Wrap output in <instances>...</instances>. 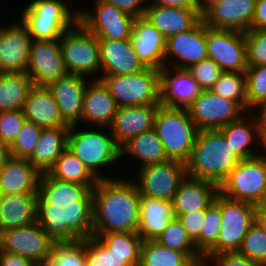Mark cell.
<instances>
[{"label": "cell", "instance_id": "1", "mask_svg": "<svg viewBox=\"0 0 266 266\" xmlns=\"http://www.w3.org/2000/svg\"><path fill=\"white\" fill-rule=\"evenodd\" d=\"M37 194V222L56 243L93 236V196L87 186L42 173Z\"/></svg>", "mask_w": 266, "mask_h": 266}, {"label": "cell", "instance_id": "2", "mask_svg": "<svg viewBox=\"0 0 266 266\" xmlns=\"http://www.w3.org/2000/svg\"><path fill=\"white\" fill-rule=\"evenodd\" d=\"M92 196L94 234L137 233L140 222V194L131 178L116 176L98 180Z\"/></svg>", "mask_w": 266, "mask_h": 266}, {"label": "cell", "instance_id": "3", "mask_svg": "<svg viewBox=\"0 0 266 266\" xmlns=\"http://www.w3.org/2000/svg\"><path fill=\"white\" fill-rule=\"evenodd\" d=\"M240 161L219 129L202 130L198 132L185 165L188 177L207 180L220 186Z\"/></svg>", "mask_w": 266, "mask_h": 266}, {"label": "cell", "instance_id": "4", "mask_svg": "<svg viewBox=\"0 0 266 266\" xmlns=\"http://www.w3.org/2000/svg\"><path fill=\"white\" fill-rule=\"evenodd\" d=\"M81 126H83V130L80 129ZM81 126H70L67 135V148L76 155L97 180L115 178L110 177L109 174H107L108 176L101 174L104 173L103 167V169L109 168L108 166H113L121 159V147L115 142L110 128L95 126L88 128L86 126L87 129H84V125Z\"/></svg>", "mask_w": 266, "mask_h": 266}, {"label": "cell", "instance_id": "5", "mask_svg": "<svg viewBox=\"0 0 266 266\" xmlns=\"http://www.w3.org/2000/svg\"><path fill=\"white\" fill-rule=\"evenodd\" d=\"M63 0H31L21 13V22L32 40L60 39L78 22L77 9ZM75 11V12H74Z\"/></svg>", "mask_w": 266, "mask_h": 266}, {"label": "cell", "instance_id": "6", "mask_svg": "<svg viewBox=\"0 0 266 266\" xmlns=\"http://www.w3.org/2000/svg\"><path fill=\"white\" fill-rule=\"evenodd\" d=\"M154 130L169 160L186 162L194 147L198 128L187 109L158 106Z\"/></svg>", "mask_w": 266, "mask_h": 266}, {"label": "cell", "instance_id": "7", "mask_svg": "<svg viewBox=\"0 0 266 266\" xmlns=\"http://www.w3.org/2000/svg\"><path fill=\"white\" fill-rule=\"evenodd\" d=\"M59 43L67 73L79 74L91 80L100 79L99 41L94 34L78 21L64 32Z\"/></svg>", "mask_w": 266, "mask_h": 266}, {"label": "cell", "instance_id": "8", "mask_svg": "<svg viewBox=\"0 0 266 266\" xmlns=\"http://www.w3.org/2000/svg\"><path fill=\"white\" fill-rule=\"evenodd\" d=\"M118 107L160 104V70L146 67L128 75L100 76Z\"/></svg>", "mask_w": 266, "mask_h": 266}, {"label": "cell", "instance_id": "9", "mask_svg": "<svg viewBox=\"0 0 266 266\" xmlns=\"http://www.w3.org/2000/svg\"><path fill=\"white\" fill-rule=\"evenodd\" d=\"M221 225L217 242L203 255L204 264L214 255L238 252L250 226L254 223L255 205L232 200L220 193Z\"/></svg>", "mask_w": 266, "mask_h": 266}, {"label": "cell", "instance_id": "10", "mask_svg": "<svg viewBox=\"0 0 266 266\" xmlns=\"http://www.w3.org/2000/svg\"><path fill=\"white\" fill-rule=\"evenodd\" d=\"M266 191V161L259 155L241 160L219 186L225 197L255 205Z\"/></svg>", "mask_w": 266, "mask_h": 266}, {"label": "cell", "instance_id": "11", "mask_svg": "<svg viewBox=\"0 0 266 266\" xmlns=\"http://www.w3.org/2000/svg\"><path fill=\"white\" fill-rule=\"evenodd\" d=\"M132 181L140 196L172 202L182 181L187 177L186 165L178 160L136 168ZM134 179V180H133Z\"/></svg>", "mask_w": 266, "mask_h": 266}, {"label": "cell", "instance_id": "12", "mask_svg": "<svg viewBox=\"0 0 266 266\" xmlns=\"http://www.w3.org/2000/svg\"><path fill=\"white\" fill-rule=\"evenodd\" d=\"M55 243L37 220L0 233V251L19 255L35 264L47 263Z\"/></svg>", "mask_w": 266, "mask_h": 266}, {"label": "cell", "instance_id": "13", "mask_svg": "<svg viewBox=\"0 0 266 266\" xmlns=\"http://www.w3.org/2000/svg\"><path fill=\"white\" fill-rule=\"evenodd\" d=\"M92 13L83 8L77 12L78 21L98 39L125 40L131 38L135 17L117 9L104 0L93 1Z\"/></svg>", "mask_w": 266, "mask_h": 266}, {"label": "cell", "instance_id": "14", "mask_svg": "<svg viewBox=\"0 0 266 266\" xmlns=\"http://www.w3.org/2000/svg\"><path fill=\"white\" fill-rule=\"evenodd\" d=\"M207 56L223 72H245L248 68L245 33L211 29L206 25Z\"/></svg>", "mask_w": 266, "mask_h": 266}, {"label": "cell", "instance_id": "15", "mask_svg": "<svg viewBox=\"0 0 266 266\" xmlns=\"http://www.w3.org/2000/svg\"><path fill=\"white\" fill-rule=\"evenodd\" d=\"M187 111L199 131L220 129L246 113L237 102L210 90L203 91Z\"/></svg>", "mask_w": 266, "mask_h": 266}, {"label": "cell", "instance_id": "16", "mask_svg": "<svg viewBox=\"0 0 266 266\" xmlns=\"http://www.w3.org/2000/svg\"><path fill=\"white\" fill-rule=\"evenodd\" d=\"M26 73L37 87H47L67 74L58 39L32 40Z\"/></svg>", "mask_w": 266, "mask_h": 266}, {"label": "cell", "instance_id": "17", "mask_svg": "<svg viewBox=\"0 0 266 266\" xmlns=\"http://www.w3.org/2000/svg\"><path fill=\"white\" fill-rule=\"evenodd\" d=\"M207 58L206 24L203 19L188 31L167 38L165 66L187 69Z\"/></svg>", "mask_w": 266, "mask_h": 266}, {"label": "cell", "instance_id": "18", "mask_svg": "<svg viewBox=\"0 0 266 266\" xmlns=\"http://www.w3.org/2000/svg\"><path fill=\"white\" fill-rule=\"evenodd\" d=\"M32 39L18 20L0 25V73L26 72Z\"/></svg>", "mask_w": 266, "mask_h": 266}, {"label": "cell", "instance_id": "19", "mask_svg": "<svg viewBox=\"0 0 266 266\" xmlns=\"http://www.w3.org/2000/svg\"><path fill=\"white\" fill-rule=\"evenodd\" d=\"M202 92L186 68L165 66L160 70V105L187 109Z\"/></svg>", "mask_w": 266, "mask_h": 266}, {"label": "cell", "instance_id": "20", "mask_svg": "<svg viewBox=\"0 0 266 266\" xmlns=\"http://www.w3.org/2000/svg\"><path fill=\"white\" fill-rule=\"evenodd\" d=\"M91 79L79 74L67 73L47 86L55 98L60 115L68 125H80L83 96Z\"/></svg>", "mask_w": 266, "mask_h": 266}, {"label": "cell", "instance_id": "21", "mask_svg": "<svg viewBox=\"0 0 266 266\" xmlns=\"http://www.w3.org/2000/svg\"><path fill=\"white\" fill-rule=\"evenodd\" d=\"M257 0H220L202 19L208 28L247 32L251 29Z\"/></svg>", "mask_w": 266, "mask_h": 266}, {"label": "cell", "instance_id": "22", "mask_svg": "<svg viewBox=\"0 0 266 266\" xmlns=\"http://www.w3.org/2000/svg\"><path fill=\"white\" fill-rule=\"evenodd\" d=\"M130 42L145 67L158 70L165 67L167 39L145 16L135 18Z\"/></svg>", "mask_w": 266, "mask_h": 266}, {"label": "cell", "instance_id": "23", "mask_svg": "<svg viewBox=\"0 0 266 266\" xmlns=\"http://www.w3.org/2000/svg\"><path fill=\"white\" fill-rule=\"evenodd\" d=\"M118 105L108 88L100 79L88 82L83 96L82 119L80 124L109 127L118 110Z\"/></svg>", "mask_w": 266, "mask_h": 266}, {"label": "cell", "instance_id": "24", "mask_svg": "<svg viewBox=\"0 0 266 266\" xmlns=\"http://www.w3.org/2000/svg\"><path fill=\"white\" fill-rule=\"evenodd\" d=\"M160 104L119 107L109 126L115 142L121 147L130 138L154 128Z\"/></svg>", "mask_w": 266, "mask_h": 266}, {"label": "cell", "instance_id": "25", "mask_svg": "<svg viewBox=\"0 0 266 266\" xmlns=\"http://www.w3.org/2000/svg\"><path fill=\"white\" fill-rule=\"evenodd\" d=\"M101 76L128 75L145 69L133 50L130 39H98Z\"/></svg>", "mask_w": 266, "mask_h": 266}, {"label": "cell", "instance_id": "26", "mask_svg": "<svg viewBox=\"0 0 266 266\" xmlns=\"http://www.w3.org/2000/svg\"><path fill=\"white\" fill-rule=\"evenodd\" d=\"M219 193V186L213 182L186 177L173 199L174 215H184L206 210Z\"/></svg>", "mask_w": 266, "mask_h": 266}, {"label": "cell", "instance_id": "27", "mask_svg": "<svg viewBox=\"0 0 266 266\" xmlns=\"http://www.w3.org/2000/svg\"><path fill=\"white\" fill-rule=\"evenodd\" d=\"M219 130L232 147L233 153L241 160L259 156L260 148H258V146H260V129L252 111L246 112L239 119L232 121ZM252 145L257 147L258 150H253V148H251L253 147Z\"/></svg>", "mask_w": 266, "mask_h": 266}, {"label": "cell", "instance_id": "28", "mask_svg": "<svg viewBox=\"0 0 266 266\" xmlns=\"http://www.w3.org/2000/svg\"><path fill=\"white\" fill-rule=\"evenodd\" d=\"M144 16L166 39L174 34L188 31L202 19L197 9L151 4L148 5Z\"/></svg>", "mask_w": 266, "mask_h": 266}, {"label": "cell", "instance_id": "29", "mask_svg": "<svg viewBox=\"0 0 266 266\" xmlns=\"http://www.w3.org/2000/svg\"><path fill=\"white\" fill-rule=\"evenodd\" d=\"M37 193L0 195V233L37 220Z\"/></svg>", "mask_w": 266, "mask_h": 266}, {"label": "cell", "instance_id": "30", "mask_svg": "<svg viewBox=\"0 0 266 266\" xmlns=\"http://www.w3.org/2000/svg\"><path fill=\"white\" fill-rule=\"evenodd\" d=\"M40 175L27 159L11 156L0 169V195L37 193Z\"/></svg>", "mask_w": 266, "mask_h": 266}, {"label": "cell", "instance_id": "31", "mask_svg": "<svg viewBox=\"0 0 266 266\" xmlns=\"http://www.w3.org/2000/svg\"><path fill=\"white\" fill-rule=\"evenodd\" d=\"M26 121L43 129L70 127L62 119L58 104L47 87L34 86L24 105Z\"/></svg>", "mask_w": 266, "mask_h": 266}, {"label": "cell", "instance_id": "32", "mask_svg": "<svg viewBox=\"0 0 266 266\" xmlns=\"http://www.w3.org/2000/svg\"><path fill=\"white\" fill-rule=\"evenodd\" d=\"M174 217L173 202L140 196V222L137 233L143 241L155 240Z\"/></svg>", "mask_w": 266, "mask_h": 266}, {"label": "cell", "instance_id": "33", "mask_svg": "<svg viewBox=\"0 0 266 266\" xmlns=\"http://www.w3.org/2000/svg\"><path fill=\"white\" fill-rule=\"evenodd\" d=\"M70 127L43 129L38 143L27 159L41 174L47 173L67 148V135Z\"/></svg>", "mask_w": 266, "mask_h": 266}, {"label": "cell", "instance_id": "34", "mask_svg": "<svg viewBox=\"0 0 266 266\" xmlns=\"http://www.w3.org/2000/svg\"><path fill=\"white\" fill-rule=\"evenodd\" d=\"M140 266H204V257L200 252H181L148 240L141 245Z\"/></svg>", "mask_w": 266, "mask_h": 266}, {"label": "cell", "instance_id": "35", "mask_svg": "<svg viewBox=\"0 0 266 266\" xmlns=\"http://www.w3.org/2000/svg\"><path fill=\"white\" fill-rule=\"evenodd\" d=\"M120 156H134L140 161L137 162L138 168L169 160L154 128L130 138L121 146Z\"/></svg>", "mask_w": 266, "mask_h": 266}, {"label": "cell", "instance_id": "36", "mask_svg": "<svg viewBox=\"0 0 266 266\" xmlns=\"http://www.w3.org/2000/svg\"><path fill=\"white\" fill-rule=\"evenodd\" d=\"M33 87L26 72L0 73V112L23 110Z\"/></svg>", "mask_w": 266, "mask_h": 266}, {"label": "cell", "instance_id": "37", "mask_svg": "<svg viewBox=\"0 0 266 266\" xmlns=\"http://www.w3.org/2000/svg\"><path fill=\"white\" fill-rule=\"evenodd\" d=\"M47 174L61 181L87 186L90 190H93L98 182L68 148L61 153Z\"/></svg>", "mask_w": 266, "mask_h": 266}, {"label": "cell", "instance_id": "38", "mask_svg": "<svg viewBox=\"0 0 266 266\" xmlns=\"http://www.w3.org/2000/svg\"><path fill=\"white\" fill-rule=\"evenodd\" d=\"M86 266H140V255L111 252L96 236L85 238Z\"/></svg>", "mask_w": 266, "mask_h": 266}, {"label": "cell", "instance_id": "39", "mask_svg": "<svg viewBox=\"0 0 266 266\" xmlns=\"http://www.w3.org/2000/svg\"><path fill=\"white\" fill-rule=\"evenodd\" d=\"M210 91L237 102L247 112L245 72H223Z\"/></svg>", "mask_w": 266, "mask_h": 266}, {"label": "cell", "instance_id": "40", "mask_svg": "<svg viewBox=\"0 0 266 266\" xmlns=\"http://www.w3.org/2000/svg\"><path fill=\"white\" fill-rule=\"evenodd\" d=\"M47 264L48 266H86L85 239L55 243Z\"/></svg>", "mask_w": 266, "mask_h": 266}, {"label": "cell", "instance_id": "41", "mask_svg": "<svg viewBox=\"0 0 266 266\" xmlns=\"http://www.w3.org/2000/svg\"><path fill=\"white\" fill-rule=\"evenodd\" d=\"M108 249L118 255H141L142 238L138 233L113 232L104 234H93Z\"/></svg>", "mask_w": 266, "mask_h": 266}, {"label": "cell", "instance_id": "42", "mask_svg": "<svg viewBox=\"0 0 266 266\" xmlns=\"http://www.w3.org/2000/svg\"><path fill=\"white\" fill-rule=\"evenodd\" d=\"M220 192L214 202L206 209L205 221L200 233V253L204 255L216 242L221 225Z\"/></svg>", "mask_w": 266, "mask_h": 266}, {"label": "cell", "instance_id": "43", "mask_svg": "<svg viewBox=\"0 0 266 266\" xmlns=\"http://www.w3.org/2000/svg\"><path fill=\"white\" fill-rule=\"evenodd\" d=\"M160 245L181 251L199 252L178 218L174 217L168 227L155 239Z\"/></svg>", "mask_w": 266, "mask_h": 266}, {"label": "cell", "instance_id": "44", "mask_svg": "<svg viewBox=\"0 0 266 266\" xmlns=\"http://www.w3.org/2000/svg\"><path fill=\"white\" fill-rule=\"evenodd\" d=\"M247 112L266 101V65L248 66L245 71Z\"/></svg>", "mask_w": 266, "mask_h": 266}, {"label": "cell", "instance_id": "45", "mask_svg": "<svg viewBox=\"0 0 266 266\" xmlns=\"http://www.w3.org/2000/svg\"><path fill=\"white\" fill-rule=\"evenodd\" d=\"M238 253L266 266V233L257 224L250 226Z\"/></svg>", "mask_w": 266, "mask_h": 266}, {"label": "cell", "instance_id": "46", "mask_svg": "<svg viewBox=\"0 0 266 266\" xmlns=\"http://www.w3.org/2000/svg\"><path fill=\"white\" fill-rule=\"evenodd\" d=\"M42 130L43 128L38 125L25 121L16 139L9 146L11 156L28 159L38 143Z\"/></svg>", "mask_w": 266, "mask_h": 266}, {"label": "cell", "instance_id": "47", "mask_svg": "<svg viewBox=\"0 0 266 266\" xmlns=\"http://www.w3.org/2000/svg\"><path fill=\"white\" fill-rule=\"evenodd\" d=\"M245 39L248 66L266 65V31L250 29Z\"/></svg>", "mask_w": 266, "mask_h": 266}, {"label": "cell", "instance_id": "48", "mask_svg": "<svg viewBox=\"0 0 266 266\" xmlns=\"http://www.w3.org/2000/svg\"><path fill=\"white\" fill-rule=\"evenodd\" d=\"M187 70L203 91L210 90L223 73L222 69L210 58L190 65Z\"/></svg>", "mask_w": 266, "mask_h": 266}, {"label": "cell", "instance_id": "49", "mask_svg": "<svg viewBox=\"0 0 266 266\" xmlns=\"http://www.w3.org/2000/svg\"><path fill=\"white\" fill-rule=\"evenodd\" d=\"M26 118L23 110L0 112V141L11 145L22 129Z\"/></svg>", "mask_w": 266, "mask_h": 266}, {"label": "cell", "instance_id": "50", "mask_svg": "<svg viewBox=\"0 0 266 266\" xmlns=\"http://www.w3.org/2000/svg\"><path fill=\"white\" fill-rule=\"evenodd\" d=\"M206 210H199L184 215H174L182 223L188 236L195 243L197 250L200 252V233L205 221Z\"/></svg>", "mask_w": 266, "mask_h": 266}, {"label": "cell", "instance_id": "51", "mask_svg": "<svg viewBox=\"0 0 266 266\" xmlns=\"http://www.w3.org/2000/svg\"><path fill=\"white\" fill-rule=\"evenodd\" d=\"M263 266L238 252H224L212 256L204 266Z\"/></svg>", "mask_w": 266, "mask_h": 266}, {"label": "cell", "instance_id": "52", "mask_svg": "<svg viewBox=\"0 0 266 266\" xmlns=\"http://www.w3.org/2000/svg\"><path fill=\"white\" fill-rule=\"evenodd\" d=\"M117 9H120L133 17L144 16L149 5V0H104Z\"/></svg>", "mask_w": 266, "mask_h": 266}, {"label": "cell", "instance_id": "53", "mask_svg": "<svg viewBox=\"0 0 266 266\" xmlns=\"http://www.w3.org/2000/svg\"><path fill=\"white\" fill-rule=\"evenodd\" d=\"M251 29L266 31V0H257Z\"/></svg>", "mask_w": 266, "mask_h": 266}, {"label": "cell", "instance_id": "54", "mask_svg": "<svg viewBox=\"0 0 266 266\" xmlns=\"http://www.w3.org/2000/svg\"><path fill=\"white\" fill-rule=\"evenodd\" d=\"M36 264L19 255L0 251V266H35Z\"/></svg>", "mask_w": 266, "mask_h": 266}, {"label": "cell", "instance_id": "55", "mask_svg": "<svg viewBox=\"0 0 266 266\" xmlns=\"http://www.w3.org/2000/svg\"><path fill=\"white\" fill-rule=\"evenodd\" d=\"M149 4L157 6L196 9V0H149Z\"/></svg>", "mask_w": 266, "mask_h": 266}, {"label": "cell", "instance_id": "56", "mask_svg": "<svg viewBox=\"0 0 266 266\" xmlns=\"http://www.w3.org/2000/svg\"><path fill=\"white\" fill-rule=\"evenodd\" d=\"M251 111L256 118L260 132L266 131V101L259 103Z\"/></svg>", "mask_w": 266, "mask_h": 266}, {"label": "cell", "instance_id": "57", "mask_svg": "<svg viewBox=\"0 0 266 266\" xmlns=\"http://www.w3.org/2000/svg\"><path fill=\"white\" fill-rule=\"evenodd\" d=\"M220 0H196V9L203 16L210 8L217 4Z\"/></svg>", "mask_w": 266, "mask_h": 266}, {"label": "cell", "instance_id": "58", "mask_svg": "<svg viewBox=\"0 0 266 266\" xmlns=\"http://www.w3.org/2000/svg\"><path fill=\"white\" fill-rule=\"evenodd\" d=\"M11 157L9 145L0 141V169L4 166L5 162Z\"/></svg>", "mask_w": 266, "mask_h": 266}, {"label": "cell", "instance_id": "59", "mask_svg": "<svg viewBox=\"0 0 266 266\" xmlns=\"http://www.w3.org/2000/svg\"><path fill=\"white\" fill-rule=\"evenodd\" d=\"M254 214L266 215V191L263 193L260 200L255 204V213Z\"/></svg>", "mask_w": 266, "mask_h": 266}, {"label": "cell", "instance_id": "60", "mask_svg": "<svg viewBox=\"0 0 266 266\" xmlns=\"http://www.w3.org/2000/svg\"><path fill=\"white\" fill-rule=\"evenodd\" d=\"M254 223L257 224L266 233V215L254 214Z\"/></svg>", "mask_w": 266, "mask_h": 266}, {"label": "cell", "instance_id": "61", "mask_svg": "<svg viewBox=\"0 0 266 266\" xmlns=\"http://www.w3.org/2000/svg\"><path fill=\"white\" fill-rule=\"evenodd\" d=\"M259 147H261V151L262 149L264 151V153L261 152L259 155L266 161V131L260 132V146Z\"/></svg>", "mask_w": 266, "mask_h": 266}, {"label": "cell", "instance_id": "62", "mask_svg": "<svg viewBox=\"0 0 266 266\" xmlns=\"http://www.w3.org/2000/svg\"><path fill=\"white\" fill-rule=\"evenodd\" d=\"M35 266H48L47 263H44V264H36Z\"/></svg>", "mask_w": 266, "mask_h": 266}]
</instances>
